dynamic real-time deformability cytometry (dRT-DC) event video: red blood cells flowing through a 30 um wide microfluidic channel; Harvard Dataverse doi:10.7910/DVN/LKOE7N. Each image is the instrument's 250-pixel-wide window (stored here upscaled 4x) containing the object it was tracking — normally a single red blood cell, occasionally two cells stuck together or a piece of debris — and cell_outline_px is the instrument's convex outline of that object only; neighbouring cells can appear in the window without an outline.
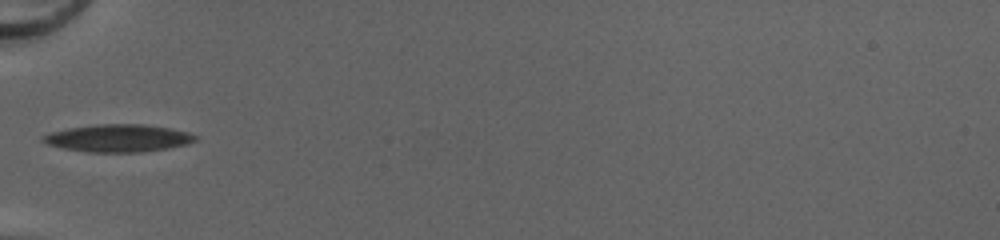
{"species": "common noctule bat (a hibernating species)", "species_latin": "Nyctalus noctula", "temperature_condition": "cold", "stored_images_in_passage": 29, "camera_frame_rate_fps": 3000, "um_per_image_px": 0.085, "animal": {"sex": "female", "body_mass_g": 20.0, "forearm_length_mm": 54.0}, "frame": {"image": 1, "passage_image": 1, "time_ms": 0.0, "image_size_px": [1000, 240], "cell_outline_px": [[200, 136], [196, 140], [188, 144], [168, 148], [140, 152], [88, 152], [64, 148], [48, 144], [40, 140], [40, 136], [52, 132], [68, 128], [96, 124], [140, 124], [172, 128], [188, 132]], "centroid_in_image_um": [10.07, 11.74], "position_along_channel_um": 74.9, "area_um2": 24.51}}
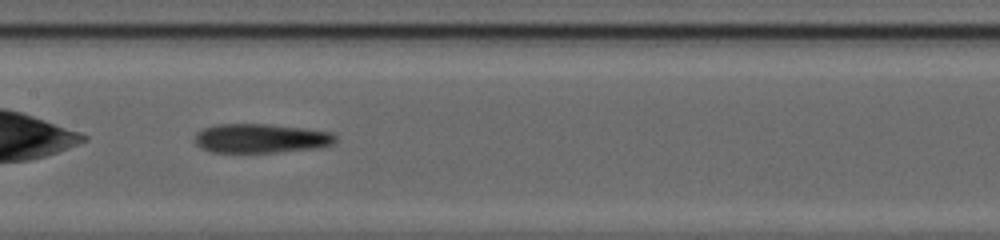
{"frame": {"image": 2, "passage_image": 9, "time_ms": 2.667, "image_size_px": [1000, 240], "cell_outline_px": [[336, 140], [332, 144], [316, 148], [276, 152], [212, 152], [200, 148], [196, 144], [196, 132], [204, 128], [216, 124], [268, 124], [304, 128], [332, 132], [336, 136]], "centroid_in_image_um": [22.17, 11.75], "position_along_channel_um": 185.2, "area_um2": 23.87}}
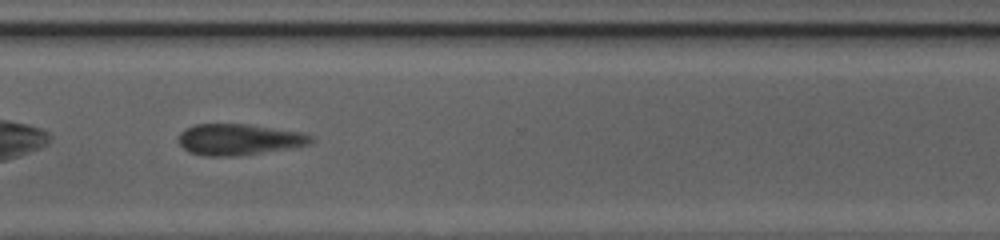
{"frame": {"image": 3, "passage_image": 21, "time_ms": 6.667, "image_size_px": [1000, 240], "cell_outline_px": [[316, 140], [312, 144], [240, 156], [204, 156], [188, 152], [180, 144], [180, 132], [184, 128], [196, 124], [248, 124], [304, 132], [316, 136]], "centroid_in_image_um": [20.38, 11.85], "position_along_channel_um": 350.2, "area_um2": 24.39}, "authors_computed_cell_mechanics": {"area_um2": 23.9292, "velocity_mm_per_s": 4.1377, "shape_relaxation_time_tau1_ms": 7.596, "shape_relaxation_time_tau2_ms": 4.9861, "deformation_change_tau1": 0.1429, "deformation_change_tau2": 0.1458}}